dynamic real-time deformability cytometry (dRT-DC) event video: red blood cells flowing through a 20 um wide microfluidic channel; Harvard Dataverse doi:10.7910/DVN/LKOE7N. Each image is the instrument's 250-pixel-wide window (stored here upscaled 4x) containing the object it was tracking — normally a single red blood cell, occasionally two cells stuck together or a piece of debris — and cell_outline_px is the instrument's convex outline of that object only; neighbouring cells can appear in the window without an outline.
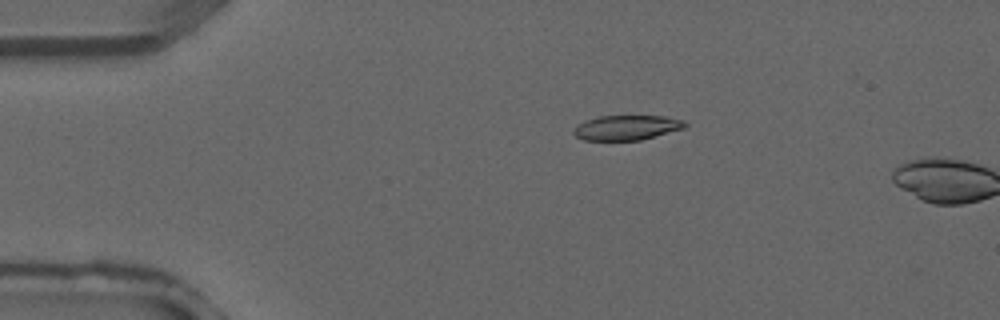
{"species": "common noctule bat (a hibernating species)", "species_latin": "Nyctalus noctula", "temperature_condition": "warm", "stored_images_in_passage": 3, "camera_frame_rate_fps": 3000, "um_per_image_px": 0.085, "animal": {"sex": "male", "forearm_length_mm": 52.5}, "frame": {"image": 1, "passage_image": 3, "time_ms": 0.667, "image_size_px": [1000, 320], "cell_outline_px": [[688, 124], [684, 128], [640, 140], [584, 140], [576, 136], [572, 132], [572, 128], [588, 120], [600, 116], [664, 116], [684, 120]], "centroid_in_image_um": [53.28, 10.85], "position_along_channel_um": 31.7, "area_um2": 15.95}}